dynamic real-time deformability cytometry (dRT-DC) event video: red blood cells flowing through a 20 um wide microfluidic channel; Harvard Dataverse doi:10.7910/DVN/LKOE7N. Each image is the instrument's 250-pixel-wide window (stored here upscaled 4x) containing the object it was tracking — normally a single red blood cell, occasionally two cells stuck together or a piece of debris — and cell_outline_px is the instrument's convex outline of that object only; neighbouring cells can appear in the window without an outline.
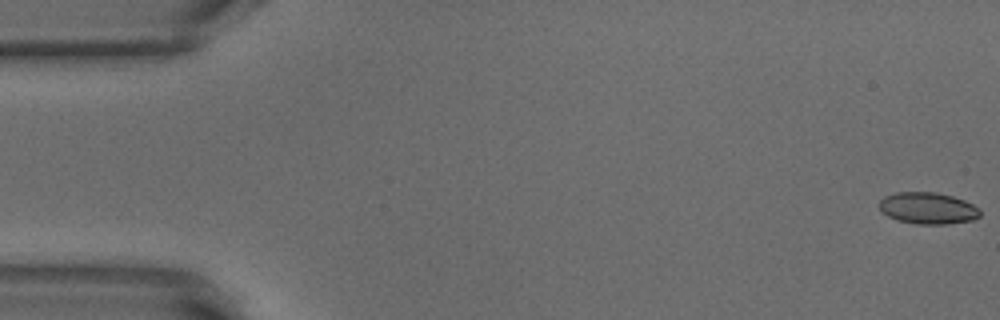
{"species": "common noctule bat (a hibernating species)", "species_latin": "Nyctalus noctula", "temperature_condition": "warm", "stored_images_in_passage": 53, "camera_frame_rate_fps": 3000, "um_per_image_px": 0.085, "animal": {"sex": "male", "body_mass_g": 18.8}, "frame": {"image": 1, "passage_image": 1, "time_ms": 0.0, "image_size_px": [1000, 320], "cell_outline_px": [[980, 216], [972, 220], [948, 224], [916, 224], [896, 220], [888, 216], [880, 208], [880, 200], [884, 196], [896, 192], [936, 192], [952, 196], [964, 200], [980, 208]], "centroid_in_image_um": [78.88, 17.7], "position_along_channel_um": 6.1, "area_um2": 18.61}}
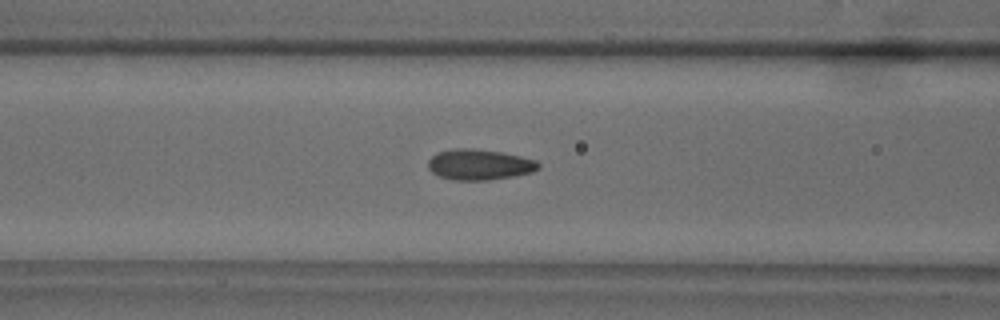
{"frame": {"image": 2, "passage_image": 21, "time_ms": 6.667, "image_size_px": [1000, 320], "cell_outline_px": [[540, 168], [532, 172], [512, 176], [488, 180], [456, 180], [440, 176], [432, 172], [428, 168], [428, 160], [436, 152], [452, 148], [472, 148], [504, 152], [536, 160], [540, 164]], "centroid_in_image_um": [40.74, 13.97], "position_along_channel_um": 125.9, "area_um2": 19.83}}
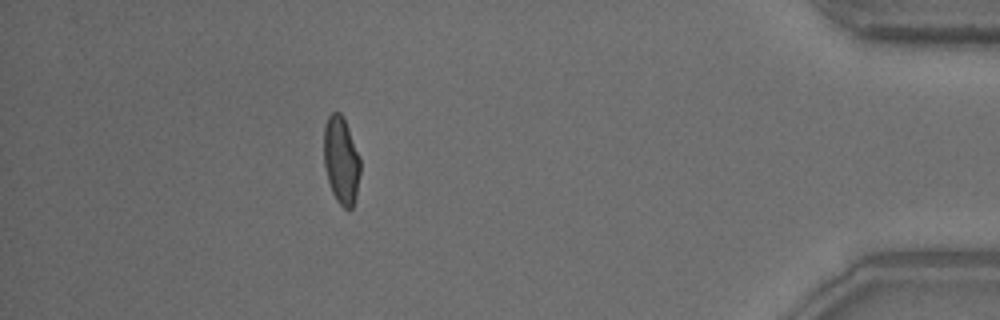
{"frame": {"image": 3, "passage_image": 47, "time_ms": 15.333, "image_size_px": [1000, 320], "cell_outline_px": [[360, 172], [356, 196], [352, 208], [344, 208], [336, 200], [332, 192], [328, 180], [324, 164], [324, 128], [328, 116], [332, 112], [340, 112], [348, 128], [360, 156]], "centroid_in_image_um": [29.0, 13.63], "position_along_channel_um": 406.2, "area_um2": 18.44}, "authors_computed_cell_mechanics": {"area_um2": 18.9584, "velocity_mm_per_s": 3.8379, "shape_relaxation_time_tau1_ms": 5.3969, "shape_relaxation_time_tau2_ms": 1.1385, "deformation_change_tau1": 0.1603, "deformation_change_tau2": 0.0686}}